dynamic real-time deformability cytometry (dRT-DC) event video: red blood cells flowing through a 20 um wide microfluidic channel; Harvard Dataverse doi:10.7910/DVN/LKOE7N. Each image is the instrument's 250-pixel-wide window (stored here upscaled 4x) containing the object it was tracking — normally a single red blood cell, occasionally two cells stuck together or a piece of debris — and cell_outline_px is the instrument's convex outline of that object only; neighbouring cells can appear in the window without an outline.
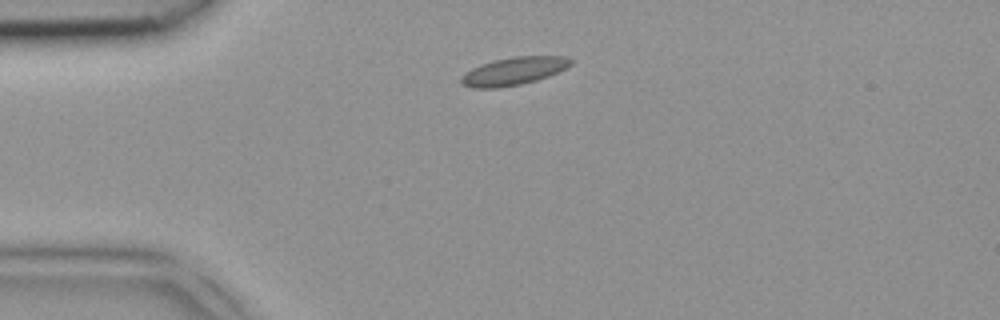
{"species": "common noctule bat (a hibernating species)", "species_latin": "Nyctalus noctula", "temperature_condition": "room temperature", "stored_images_in_passage": 5, "camera_frame_rate_fps": 3000, "um_per_image_px": 0.085, "animal": {"sex": "female", "body_mass_g": 18.4}, "frame": {"image": 1, "passage_image": 2, "time_ms": 0.333, "image_size_px": [1000, 320], "cell_outline_px": [[572, 64], [548, 76], [536, 80], [520, 84], [496, 88], [472, 88], [464, 84], [460, 80], [460, 76], [464, 72], [480, 64], [492, 60], [512, 56], [568, 56], [572, 60]], "centroid_in_image_um": [43.63, 6.03], "position_along_channel_um": 41.4, "area_um2": 17.8}}